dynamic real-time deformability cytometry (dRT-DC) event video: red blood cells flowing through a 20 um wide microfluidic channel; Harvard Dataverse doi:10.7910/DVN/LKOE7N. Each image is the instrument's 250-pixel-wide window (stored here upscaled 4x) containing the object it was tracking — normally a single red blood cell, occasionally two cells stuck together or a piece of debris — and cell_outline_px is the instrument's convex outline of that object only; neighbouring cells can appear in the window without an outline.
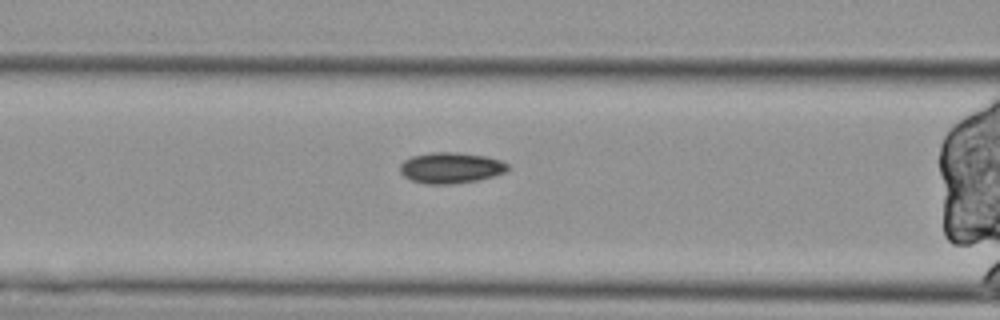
{"species": "Egyptian fruit bat (a non-hibernating species)", "species_latin": "Rousettus aegyptiacus", "temperature_condition": "cold", "stored_images_in_passage": 46, "segment_of_instrument_passage": [2, 2], "camera_frame_rate_fps": 3000, "um_per_image_px": 0.085, "animal": {"sex": "female"}, "frame": {"image": 1, "passage_image": 19, "time_ms": 6.0, "image_size_px": [1000, 320], "cell_outline_px": [[508, 168], [504, 172], [492, 176], [476, 180], [448, 184], [424, 184], [412, 180], [404, 176], [400, 172], [400, 164], [404, 160], [412, 156], [432, 152], [456, 152], [488, 156], [500, 160], [508, 164]], "centroid_in_image_um": [38.29, 14.25], "position_along_channel_um": 128.3, "area_um2": 19.31}}
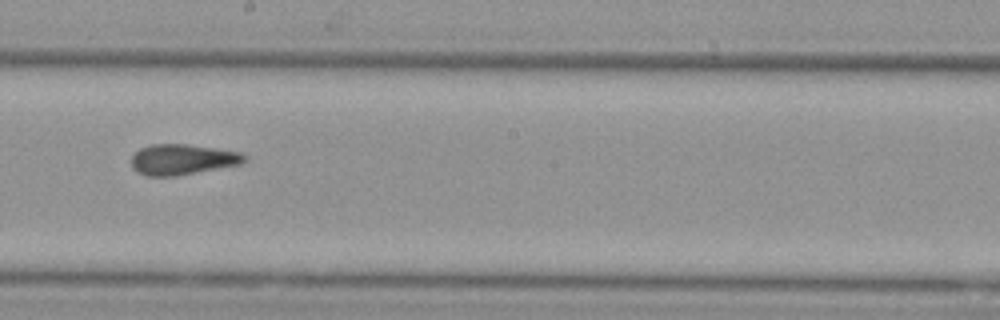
{"frame": {"image": 2, "passage_image": 28, "time_ms": 9.0, "image_size_px": [1000, 320], "cell_outline_px": [[248, 160], [244, 164], [172, 176], [148, 176], [132, 168], [132, 156], [140, 148], [152, 144], [184, 144], [244, 152], [248, 156]], "centroid_in_image_um": [15.59, 13.55], "position_along_channel_um": 232.6, "area_um2": 20.17}}
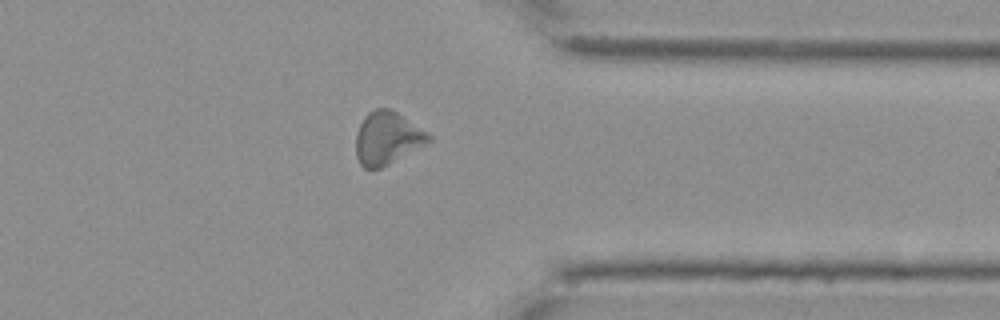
{"frame": {"image": 3, "passage_image": 41, "time_ms": 13.333, "image_size_px": [1000, 320], "cell_outline_px": [[432, 140], [380, 168], [364, 168], [360, 164], [356, 156], [356, 132], [364, 116], [368, 112], [376, 108], [388, 108], [396, 112], [428, 132], [432, 136]], "centroid_in_image_um": [32.89, 11.72], "position_along_channel_um": 378.5, "area_um2": 22.08}}